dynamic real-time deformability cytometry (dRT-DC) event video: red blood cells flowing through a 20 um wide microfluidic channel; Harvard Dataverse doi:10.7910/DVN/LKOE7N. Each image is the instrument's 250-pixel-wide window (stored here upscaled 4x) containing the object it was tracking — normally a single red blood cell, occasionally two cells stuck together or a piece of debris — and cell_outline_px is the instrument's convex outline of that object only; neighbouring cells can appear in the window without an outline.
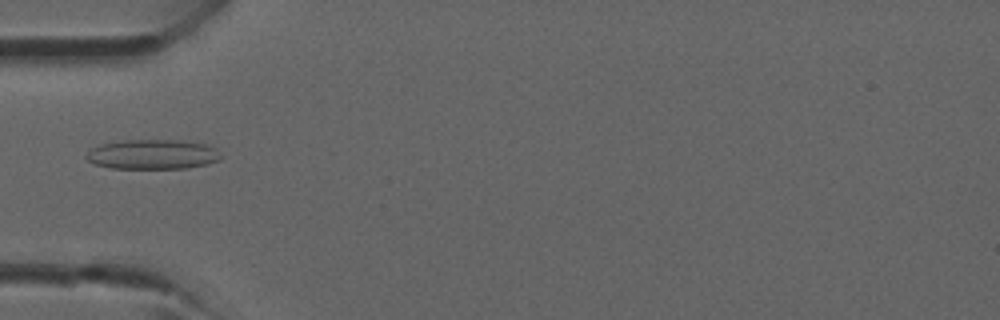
{"species": "common noctule bat (a hibernating species)", "species_latin": "Nyctalus noctula", "temperature_condition": "room temperature", "stored_images_in_passage": 24, "camera_frame_rate_fps": 3000, "um_per_image_px": 0.085, "animal": {"sex": "male", "forearm_length_mm": 52.5}, "frame": {"image": 1, "passage_image": 1, "time_ms": 0.0, "image_size_px": [1000, 320], "cell_outline_px": [[220, 160], [208, 164], [188, 168], [112, 168], [92, 164], [84, 156], [92, 148], [100, 144], [120, 140], [176, 140], [204, 144], [216, 148], [220, 156]], "centroid_in_image_um": [12.94, 13.12], "position_along_channel_um": 72.1, "area_um2": 23.35}}
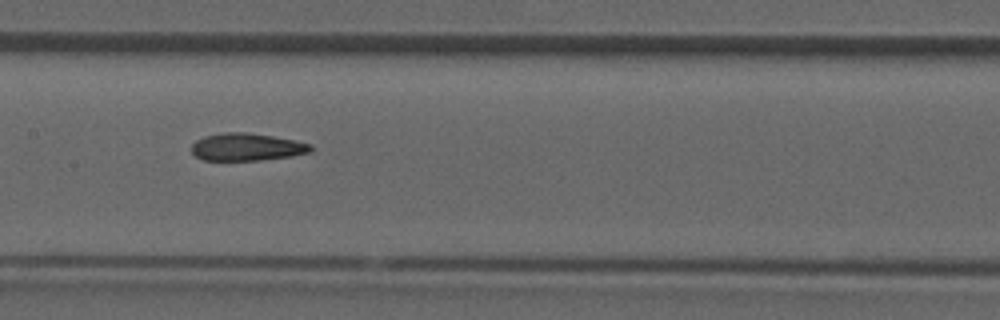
{"frame": {"image": 2, "passage_image": 8, "time_ms": 2.333, "image_size_px": [1000, 320], "cell_outline_px": [[312, 152], [292, 156], [260, 160], [204, 160], [196, 156], [192, 152], [192, 144], [196, 140], [204, 136], [224, 132], [244, 132], [272, 136], [312, 144]], "centroid_in_image_um": [20.98, 12.49], "position_along_channel_um": 186.4, "area_um2": 19.02}}